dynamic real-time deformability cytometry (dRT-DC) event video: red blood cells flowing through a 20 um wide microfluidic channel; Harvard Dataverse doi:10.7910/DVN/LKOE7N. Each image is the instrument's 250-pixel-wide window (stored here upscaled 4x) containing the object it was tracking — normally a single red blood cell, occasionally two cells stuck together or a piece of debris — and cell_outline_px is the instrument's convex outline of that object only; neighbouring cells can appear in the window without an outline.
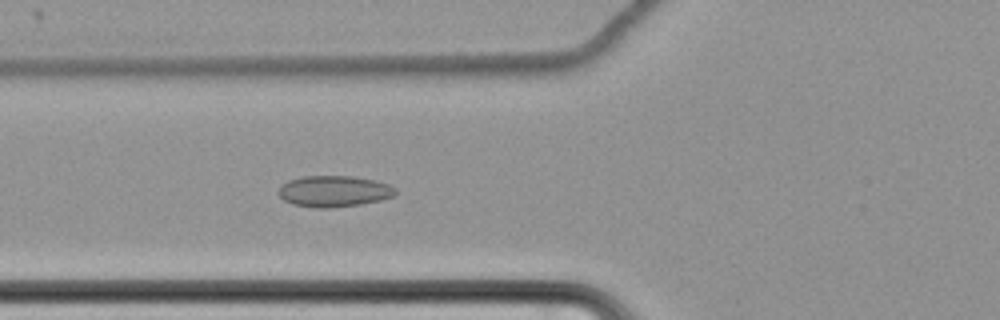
{"species": "common noctule bat (a hibernating species)", "species_latin": "Nyctalus noctula", "temperature_condition": "cold", "stored_images_in_passage": 44, "camera_frame_rate_fps": 3000, "um_per_image_px": 0.085, "animal": {"sex": "female", "body_mass_g": 22.7, "forearm_length_mm": 54.2}, "frame": {"image": 1, "passage_image": 7, "time_ms": 2.0, "image_size_px": [1000, 320], "cell_outline_px": [[396, 196], [380, 200], [360, 204], [328, 208], [316, 208], [292, 204], [284, 200], [276, 192], [288, 180], [304, 176], [352, 176], [376, 180], [388, 184], [396, 188]], "centroid_in_image_um": [28.4, 16.25], "position_along_channel_um": 97.4, "area_um2": 21.33}}
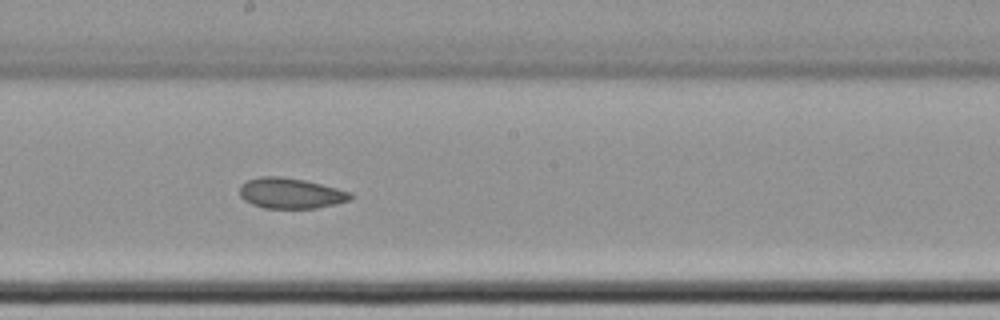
{"frame": {"image": 2, "passage_image": 18, "time_ms": 5.667, "image_size_px": [1000, 320], "cell_outline_px": [[356, 196], [352, 200], [316, 208], [264, 208], [252, 204], [244, 200], [240, 196], [240, 184], [248, 180], [260, 176], [280, 176], [304, 180], [352, 192]], "centroid_in_image_um": [24.72, 16.43], "position_along_channel_um": 223.5, "area_um2": 19.83}}
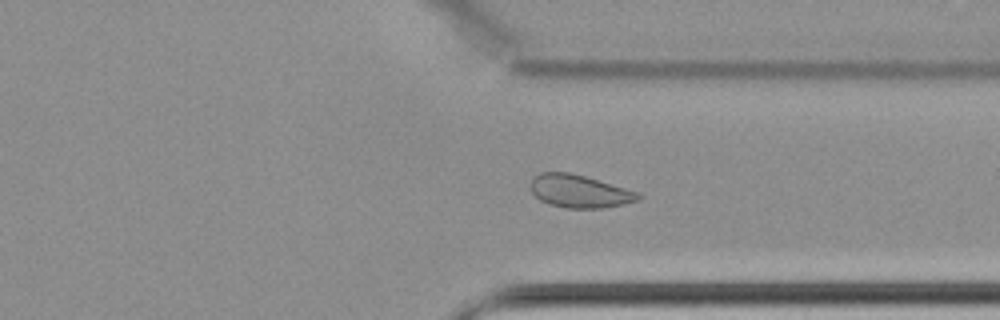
{"frame": {"image": 3, "passage_image": 30, "time_ms": 9.667, "image_size_px": [1000, 320], "cell_outline_px": [[644, 196], [640, 200], [604, 208], [564, 208], [548, 204], [540, 200], [532, 192], [532, 176], [540, 172], [572, 172], [640, 192]], "centroid_in_image_um": [49.29, 16.25], "position_along_channel_um": 362.1, "area_um2": 20.87}, "authors_computed_cell_mechanics": {"area_um2": 20.808, "velocity_mm_per_s": 3.4396, "shape_relaxation_time_tau1_ms": null, "shape_relaxation_time_tau2_ms": 4.5615, "deformation_change_tau1": null, "deformation_change_tau2": 0.07}}